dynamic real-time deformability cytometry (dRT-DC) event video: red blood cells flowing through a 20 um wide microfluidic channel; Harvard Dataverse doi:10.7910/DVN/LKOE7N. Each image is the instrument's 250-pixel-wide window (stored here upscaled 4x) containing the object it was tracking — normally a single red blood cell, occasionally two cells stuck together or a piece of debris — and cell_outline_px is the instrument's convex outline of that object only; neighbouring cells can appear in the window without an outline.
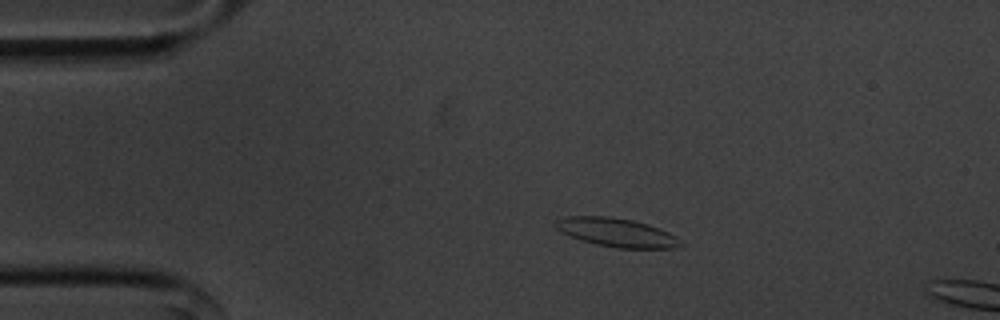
{"species": "common noctule bat (a hibernating species)", "species_latin": "Nyctalus noctula", "temperature_condition": "cold", "stored_images_in_passage": 13, "camera_frame_rate_fps": 3000, "um_per_image_px": 0.085, "animal": {"sex": "male", "body_mass_g": 20.1, "forearm_length_mm": 53.5}, "frame": {"image": 1, "passage_image": 10, "time_ms": 3.0, "image_size_px": [1000, 320], "cell_outline_px": [[684, 244], [672, 248], [616, 248], [596, 244], [580, 240], [560, 232], [552, 224], [556, 220], [568, 216], [608, 216], [632, 220], [648, 224], [668, 232], [676, 236]], "centroid_in_image_um": [52.37, 19.76], "position_along_channel_um": 32.6, "area_um2": 20.92}}